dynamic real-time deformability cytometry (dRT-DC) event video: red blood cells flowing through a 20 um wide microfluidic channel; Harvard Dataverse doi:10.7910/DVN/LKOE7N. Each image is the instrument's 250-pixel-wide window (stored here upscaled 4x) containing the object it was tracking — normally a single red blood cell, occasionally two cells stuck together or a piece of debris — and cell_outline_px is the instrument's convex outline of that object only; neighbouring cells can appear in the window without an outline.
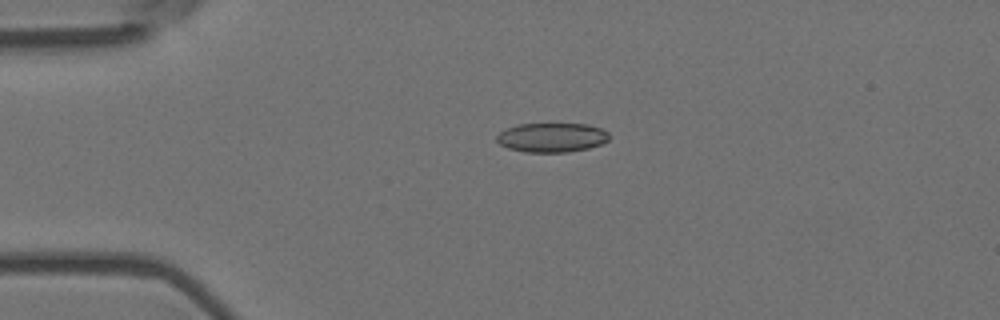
{"species": "Egyptian fruit bat (a non-hibernating species)", "species_latin": "Rousettus aegyptiacus", "temperature_condition": "room temperature", "stored_images_in_passage": 5, "camera_frame_rate_fps": 3000, "um_per_image_px": 0.085, "animal": {"sex": "female"}, "frame": {"image": 1, "passage_image": 4, "time_ms": 1.0, "image_size_px": [1000, 320], "cell_outline_px": [[608, 140], [600, 144], [588, 148], [568, 152], [524, 152], [508, 148], [500, 144], [496, 140], [496, 136], [500, 132], [508, 128], [520, 124], [588, 124], [600, 128], [608, 132]], "centroid_in_image_um": [46.89, 11.69], "position_along_channel_um": 38.1, "area_um2": 19.07}}